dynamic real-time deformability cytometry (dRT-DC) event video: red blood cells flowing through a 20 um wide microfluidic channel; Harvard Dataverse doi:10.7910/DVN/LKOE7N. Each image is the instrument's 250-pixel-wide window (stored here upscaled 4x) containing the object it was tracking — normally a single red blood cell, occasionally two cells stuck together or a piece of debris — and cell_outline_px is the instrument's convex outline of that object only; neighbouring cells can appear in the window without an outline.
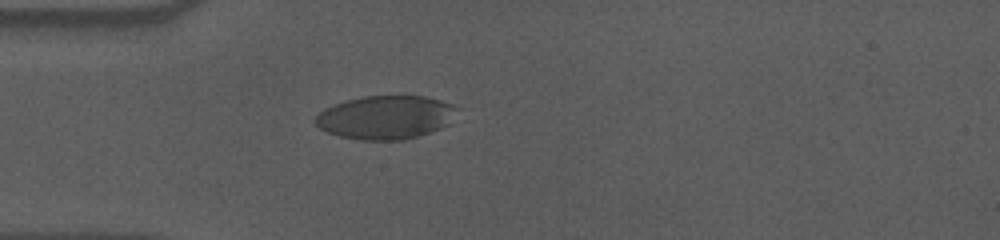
{"species": "human", "species_latin": "Homo sapiens", "temperature_condition": "cold", "stored_images_in_passage": 38, "camera_frame_rate_fps": 3000, "um_per_image_px": 0.085, "donor": {"sex": "male"}, "frame": {"image": 1, "passage_image": 1, "time_ms": 0.0, "image_size_px": [1000, 240], "cell_outline_px": [[464, 108], [452, 124], [404, 140], [360, 140], [340, 136], [328, 132], [320, 128], [312, 120], [324, 108], [348, 100], [364, 96], [424, 96], [440, 100]], "centroid_in_image_um": [32.87, 9.97], "position_along_channel_um": 52.1, "area_um2": 36.36}}
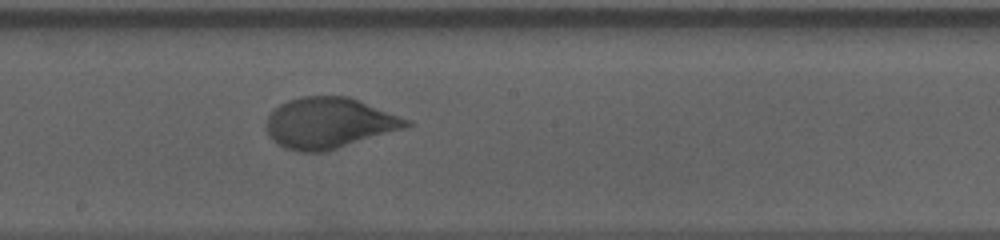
{"frame": {"image": 2, "passage_image": 16, "time_ms": 5.0, "image_size_px": [1000, 240], "cell_outline_px": [[412, 124], [404, 128], [328, 152], [300, 152], [284, 148], [276, 144], [268, 136], [264, 128], [268, 116], [280, 104], [288, 100], [300, 96], [348, 96], [412, 120]], "centroid_in_image_um": [27.95, 10.47], "position_along_channel_um": 220.3, "area_um2": 41.91}}
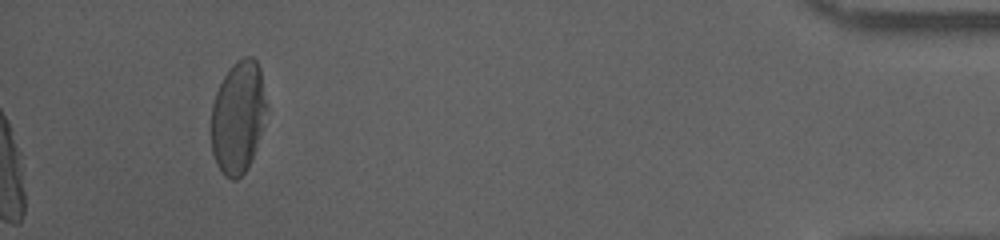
{"frame": {"image": 3, "passage_image": 38, "time_ms": 12.333, "image_size_px": [1000, 240], "cell_outline_px": [[268, 108], [264, 128], [252, 160], [248, 168], [236, 180], [232, 180], [224, 176], [216, 164], [212, 152], [212, 104], [216, 92], [224, 76], [232, 64], [236, 60], [244, 56], [252, 56], [256, 60], [260, 68]], "centroid_in_image_um": [20.27, 9.96], "position_along_channel_um": 414.9, "area_um2": 36.88}, "authors_computed_cell_mechanics": {"area_um2": 40.3733, "velocity_mm_per_s": 3.5579, "shape_relaxation_time_tau1_ms": 4.8425, "shape_relaxation_time_tau2_ms": null, "deformation_change_tau1": 0.1732, "deformation_change_tau2": null}}